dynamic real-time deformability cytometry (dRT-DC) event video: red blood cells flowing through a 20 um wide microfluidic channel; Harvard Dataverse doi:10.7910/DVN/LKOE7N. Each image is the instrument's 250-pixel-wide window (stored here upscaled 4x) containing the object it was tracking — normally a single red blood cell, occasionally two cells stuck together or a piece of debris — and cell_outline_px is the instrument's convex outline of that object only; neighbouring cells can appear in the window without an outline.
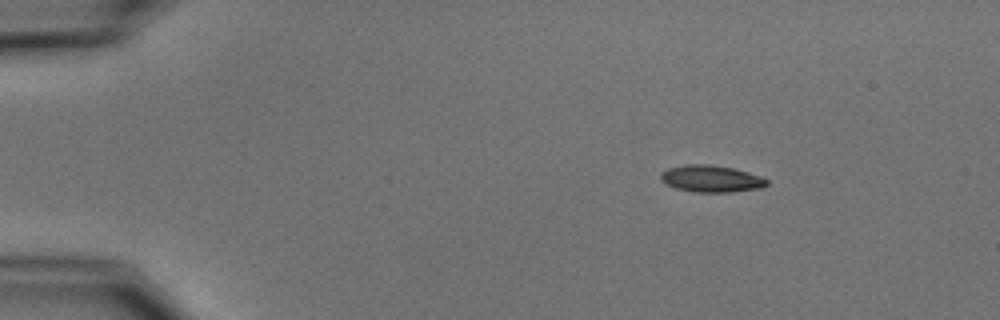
{"species": "common noctule bat (a hibernating species)", "species_latin": "Nyctalus noctula", "temperature_condition": "cold", "stored_images_in_passage": 3, "camera_frame_rate_fps": 3000, "um_per_image_px": 0.085, "animal": {"sex": "male", "body_mass_g": 15.6}, "frame": {"image": 1, "passage_image": 1, "time_ms": 0.0, "image_size_px": [1000, 320], "cell_outline_px": [[768, 184], [760, 188], [732, 192], [692, 192], [676, 188], [660, 180], [660, 172], [668, 168], [684, 164], [708, 164], [732, 168], [748, 172], [760, 176], [768, 180]], "centroid_in_image_um": [60.43, 15.19], "position_along_channel_um": 24.6, "area_um2": 16.65}}